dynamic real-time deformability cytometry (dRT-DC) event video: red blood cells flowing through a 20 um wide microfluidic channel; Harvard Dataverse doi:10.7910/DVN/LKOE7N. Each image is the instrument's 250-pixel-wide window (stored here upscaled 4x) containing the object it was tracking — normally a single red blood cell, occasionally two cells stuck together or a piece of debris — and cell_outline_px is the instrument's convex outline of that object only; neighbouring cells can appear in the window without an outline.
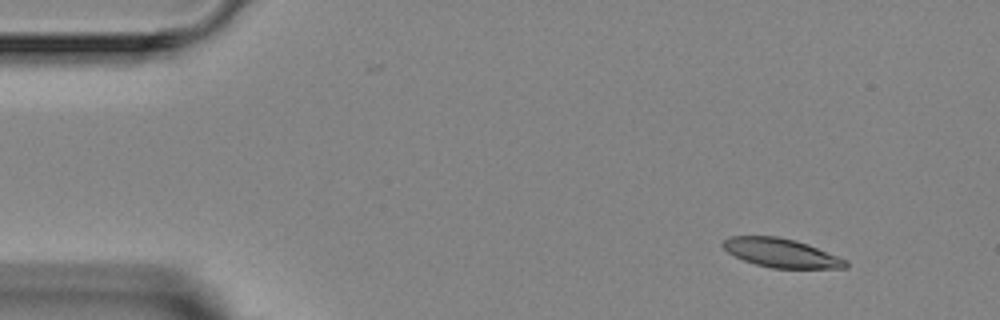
{"species": "Egyptian fruit bat (a non-hibernating species)", "species_latin": "Rousettus aegyptiacus", "temperature_condition": "room temperature", "stored_images_in_passage": 8, "camera_frame_rate_fps": 3000, "um_per_image_px": 0.085, "animal": {"sex": "female"}, "frame": {"image": 1, "passage_image": 2, "time_ms": 1.333, "image_size_px": [1000, 320], "cell_outline_px": [[848, 268], [772, 268], [756, 264], [744, 260], [728, 252], [720, 244], [728, 236], [776, 236], [796, 240], [808, 244], [848, 260]], "centroid_in_image_um": [66.41, 21.49], "position_along_channel_um": 18.6, "area_um2": 20.63}}
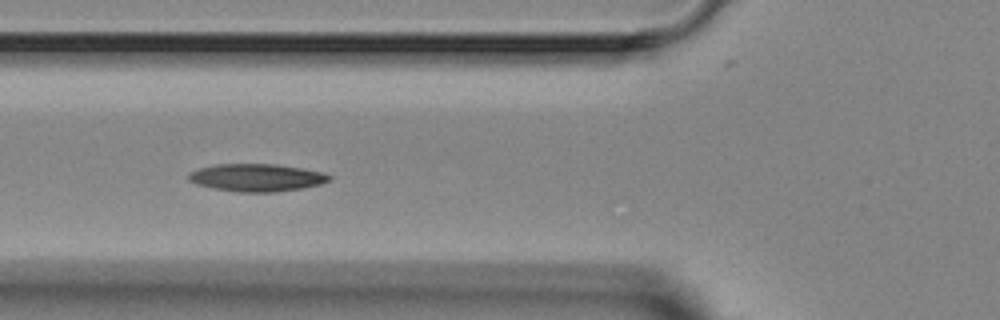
{"frame": {"image": 2, "passage_image": 6, "time_ms": 5.667, "image_size_px": [1000, 320], "cell_outline_px": [[332, 180], [320, 184], [300, 188], [272, 192], [236, 192], [212, 188], [196, 184], [188, 180], [188, 172], [200, 168], [216, 164], [276, 164], [324, 172], [332, 176]], "centroid_in_image_um": [21.8, 15.09], "position_along_channel_um": 104.0, "area_um2": 22.66}}
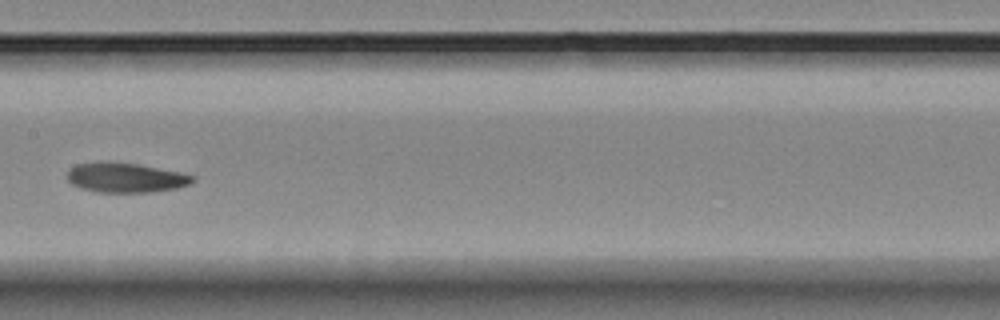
{"frame": {"image": 3, "passage_image": 8, "time_ms": 8.0, "image_size_px": [1000, 320], "cell_outline_px": [[196, 180], [192, 184], [176, 188], [152, 192], [96, 192], [80, 188], [72, 184], [68, 180], [68, 168], [76, 164], [96, 160], [104, 160], [136, 164], [180, 172], [196, 176]], "centroid_in_image_um": [10.65, 15.08], "position_along_channel_um": 196.7, "area_um2": 22.14}}